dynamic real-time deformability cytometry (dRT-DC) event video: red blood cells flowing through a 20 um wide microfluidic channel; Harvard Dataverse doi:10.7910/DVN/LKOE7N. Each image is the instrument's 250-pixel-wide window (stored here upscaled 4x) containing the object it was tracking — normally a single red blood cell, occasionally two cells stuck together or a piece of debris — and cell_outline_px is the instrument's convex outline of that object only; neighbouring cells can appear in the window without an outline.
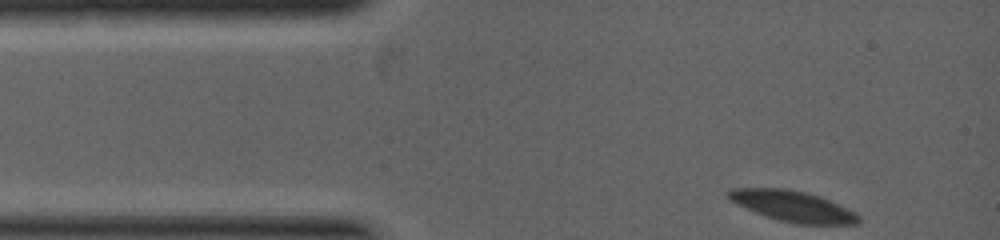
{"species": "common noctule bat (a hibernating species)", "species_latin": "Nyctalus noctula", "temperature_condition": "warm", "stored_images_in_passage": 5, "segment_of_instrument_passage": [2, 2], "camera_frame_rate_fps": 5000, "um_per_image_px": 0.085, "animal": {"sex": "female", "body_mass_g": 19.0, "forearm_length_mm": 53.3}, "frame": {"image": 1, "passage_image": 5, "time_ms": 1.8, "image_size_px": [1000, 240], "cell_outline_px": [[860, 220], [856, 224], [796, 224], [780, 220], [756, 212], [728, 200], [728, 188], [788, 188], [820, 196], [848, 208], [860, 216]], "centroid_in_image_um": [67.39, 17.51], "position_along_channel_um": 17.6, "area_um2": 23.18}}